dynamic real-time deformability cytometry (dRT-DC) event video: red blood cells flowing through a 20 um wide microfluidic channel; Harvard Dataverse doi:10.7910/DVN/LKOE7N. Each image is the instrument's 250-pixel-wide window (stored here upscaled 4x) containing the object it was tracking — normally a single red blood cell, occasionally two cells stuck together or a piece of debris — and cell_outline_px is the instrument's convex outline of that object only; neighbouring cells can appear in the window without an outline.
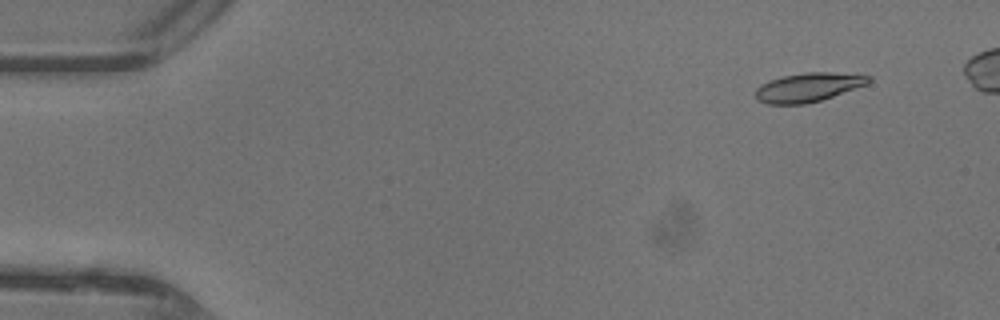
{"species": "common noctule bat (a hibernating species)", "species_latin": "Nyctalus noctula", "temperature_condition": "warm", "stored_images_in_passage": 40, "camera_frame_rate_fps": 3000, "um_per_image_px": 0.085, "animal": {"sex": "female"}, "frame": {"image": 1, "passage_image": 1, "time_ms": 0.0, "image_size_px": [1000, 320], "cell_outline_px": [[872, 80], [868, 84], [820, 100], [804, 104], [768, 104], [756, 100], [756, 88], [760, 84], [780, 76], [808, 72], [828, 72], [872, 76]], "centroid_in_image_um": [68.67, 7.41], "position_along_channel_um": 16.3, "area_um2": 19.02}}
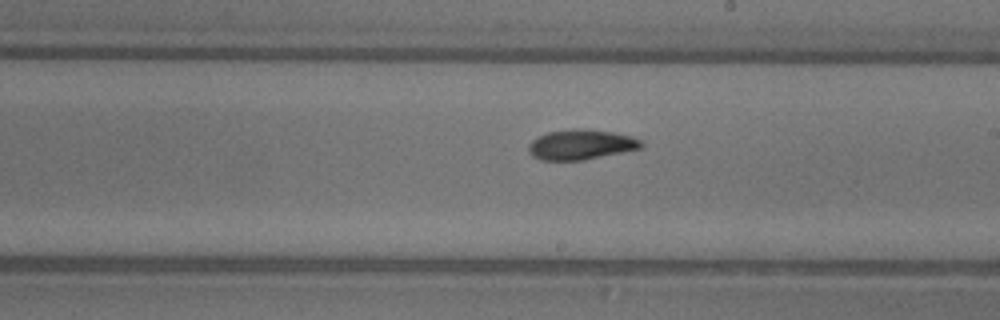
{"frame": {"image": 2, "passage_image": 24, "time_ms": 7.667, "image_size_px": [1000, 320], "cell_outline_px": [[644, 144], [640, 148], [584, 160], [540, 160], [532, 156], [528, 152], [528, 144], [536, 136], [548, 132], [572, 128], [584, 128], [612, 132], [632, 136], [640, 140]], "centroid_in_image_um": [49.33, 12.28], "position_along_channel_um": 239.7, "area_um2": 19.88}}
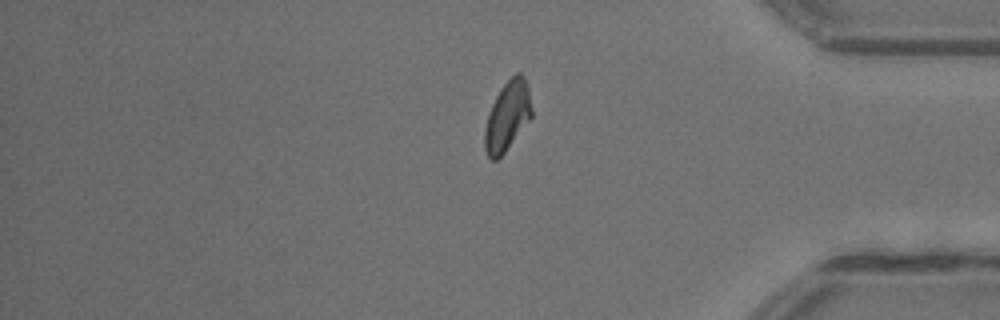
{"frame": {"image": 3, "passage_image": 36, "time_ms": 11.667, "image_size_px": [1000, 320], "cell_outline_px": [[532, 116], [504, 152], [496, 160], [492, 160], [488, 156], [484, 148], [484, 132], [488, 112], [500, 88], [516, 72], [520, 72], [524, 76], [528, 88], [532, 108]], "centroid_in_image_um": [43.12, 9.84], "position_along_channel_um": 392.1, "area_um2": 18.84}}